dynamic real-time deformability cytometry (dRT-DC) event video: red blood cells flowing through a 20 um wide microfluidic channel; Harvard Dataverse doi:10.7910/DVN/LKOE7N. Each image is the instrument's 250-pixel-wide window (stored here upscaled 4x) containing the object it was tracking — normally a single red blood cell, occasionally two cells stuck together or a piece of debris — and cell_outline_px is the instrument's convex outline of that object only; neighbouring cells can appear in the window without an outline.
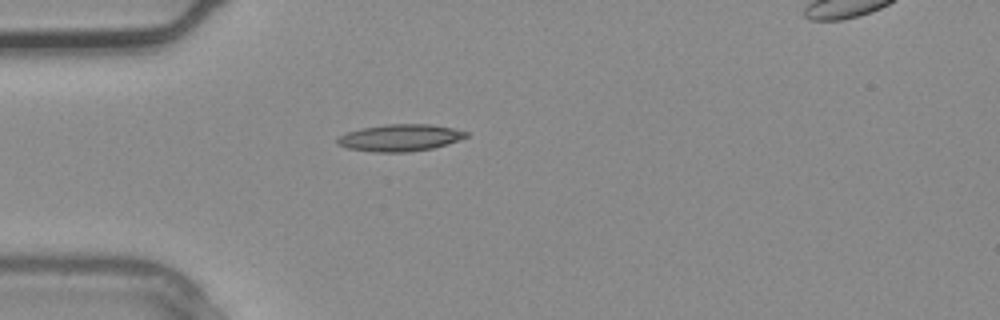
{"species": "common noctule bat (a hibernating species)", "species_latin": "Nyctalus noctula", "temperature_condition": "warm", "stored_images_in_passage": 3, "segment_of_instrument_passage": [1, 2], "camera_frame_rate_fps": 3000, "um_per_image_px": 0.085, "animal": {"sex": "male", "body_mass_g": 20.4}, "frame": {"image": 1, "passage_image": 2, "time_ms": 0.333, "image_size_px": [1000, 320], "cell_outline_px": [[468, 136], [460, 140], [448, 144], [432, 148], [408, 152], [376, 152], [348, 148], [336, 144], [336, 136], [360, 128], [388, 124], [432, 124], [452, 128], [468, 132]], "centroid_in_image_um": [33.99, 11.7], "position_along_channel_um": 51.0, "area_um2": 20.29}}